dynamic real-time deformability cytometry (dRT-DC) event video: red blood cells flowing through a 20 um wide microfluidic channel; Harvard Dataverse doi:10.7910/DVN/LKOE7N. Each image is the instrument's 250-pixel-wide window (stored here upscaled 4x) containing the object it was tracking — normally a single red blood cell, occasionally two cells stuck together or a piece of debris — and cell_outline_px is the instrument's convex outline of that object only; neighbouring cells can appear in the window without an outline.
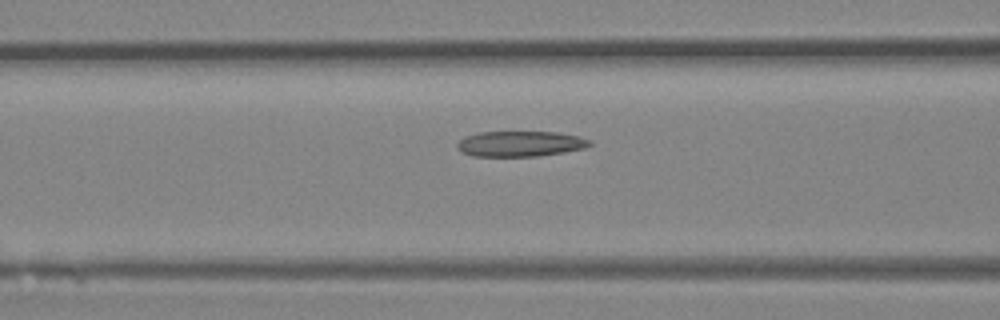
{"species": "Egyptian fruit bat (a non-hibernating species)", "species_latin": "Rousettus aegyptiacus", "temperature_condition": "room temperature", "stored_images_in_passage": 31, "segment_of_instrument_passage": [1, 2], "camera_frame_rate_fps": 3000, "um_per_image_px": 0.085, "animal": {"sex": "female"}, "frame": {"image": 1, "passage_image": 5, "time_ms": 1.333, "image_size_px": [1000, 320], "cell_outline_px": [[592, 144], [584, 148], [564, 152], [536, 156], [472, 156], [460, 152], [456, 148], [456, 144], [464, 136], [480, 132], [556, 132], [580, 136], [592, 140]], "centroid_in_image_um": [44.2, 12.22], "position_along_channel_um": 122.4, "area_um2": 19.83}}
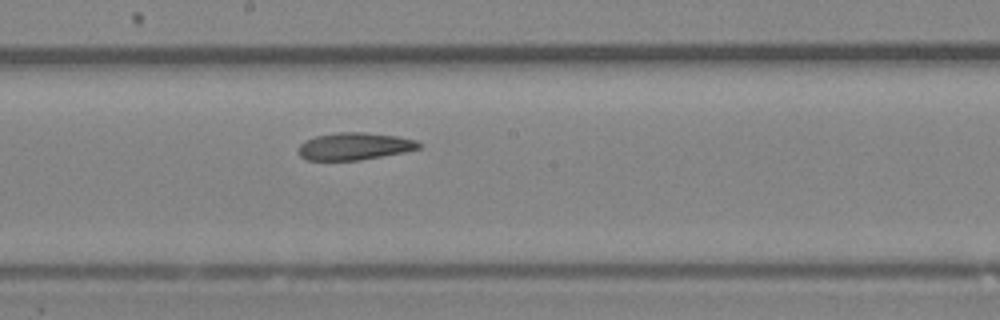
{"frame": {"image": 2, "passage_image": 11, "time_ms": 3.333, "image_size_px": [1000, 320], "cell_outline_px": [[424, 144], [420, 148], [404, 152], [360, 160], [304, 160], [300, 156], [300, 144], [304, 140], [316, 136], [336, 132], [364, 132], [396, 136], [416, 140]], "centroid_in_image_um": [30.14, 12.43], "position_along_channel_um": 218.1, "area_um2": 19.19}}
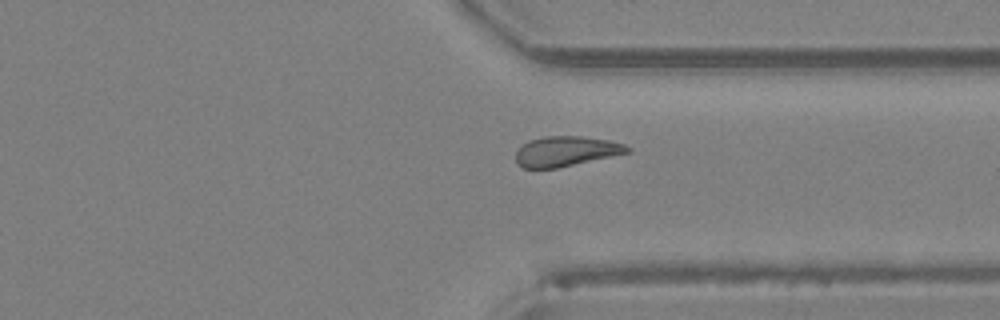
{"frame": {"image": 3, "passage_image": 20, "time_ms": 6.333, "image_size_px": [1000, 320], "cell_outline_px": [[632, 152], [556, 168], [524, 168], [516, 164], [516, 152], [528, 140], [544, 136], [580, 136], [608, 140], [624, 144], [632, 148]], "centroid_in_image_um": [48.13, 12.85], "position_along_channel_um": 363.3, "area_um2": 19.54}}